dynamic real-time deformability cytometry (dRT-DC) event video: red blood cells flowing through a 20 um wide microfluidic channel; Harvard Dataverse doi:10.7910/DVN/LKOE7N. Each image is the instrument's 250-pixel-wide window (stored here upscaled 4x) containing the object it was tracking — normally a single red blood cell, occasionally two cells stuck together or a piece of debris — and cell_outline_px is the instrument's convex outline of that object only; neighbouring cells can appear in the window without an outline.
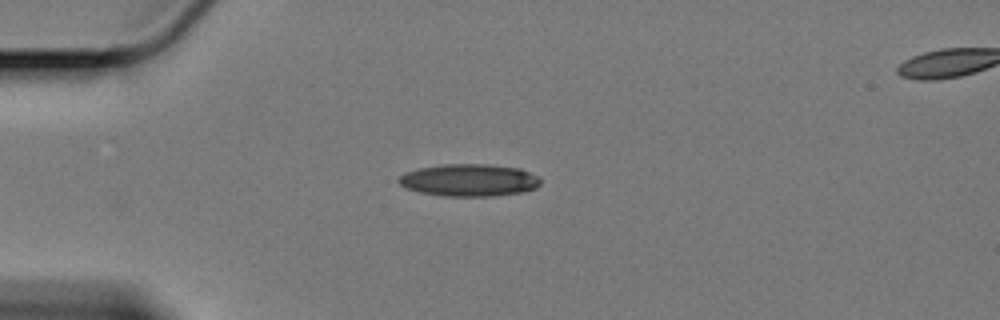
{"species": "Egyptian fruit bat (a non-hibernating species)", "species_latin": "Rousettus aegyptiacus", "temperature_condition": "cold", "stored_images_in_passage": 38, "camera_frame_rate_fps": 3000, "um_per_image_px": 0.085, "animal": {"sex": "female"}, "frame": {"image": 1, "passage_image": 1, "time_ms": 0.0, "image_size_px": [1000, 320], "cell_outline_px": [[540, 184], [536, 188], [520, 192], [492, 196], [444, 196], [420, 192], [404, 188], [396, 180], [400, 176], [408, 172], [420, 168], [444, 164], [488, 164], [520, 168], [536, 176], [540, 180]], "centroid_in_image_um": [39.86, 15.31], "position_along_channel_um": 45.1, "area_um2": 26.53}}
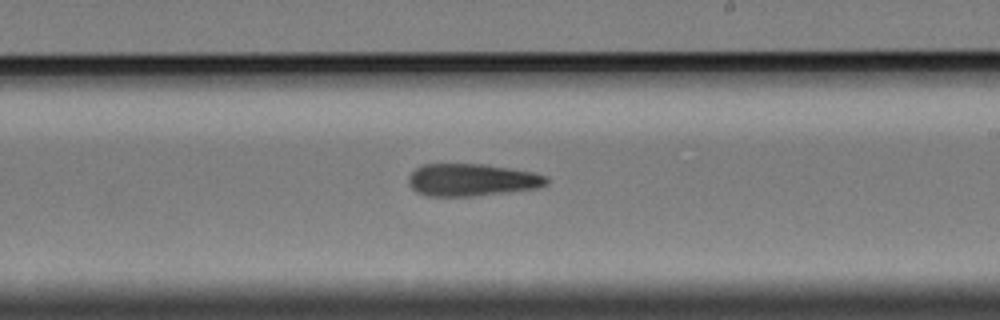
{"frame": {"image": 2, "passage_image": 21, "time_ms": 6.667, "image_size_px": [1000, 320], "cell_outline_px": [[548, 184], [540, 188], [472, 196], [428, 196], [416, 192], [408, 184], [408, 176], [416, 168], [424, 164], [480, 164], [532, 172], [544, 176], [548, 180]], "centroid_in_image_um": [40.06, 15.3], "position_along_channel_um": 248.9, "area_um2": 25.84}}
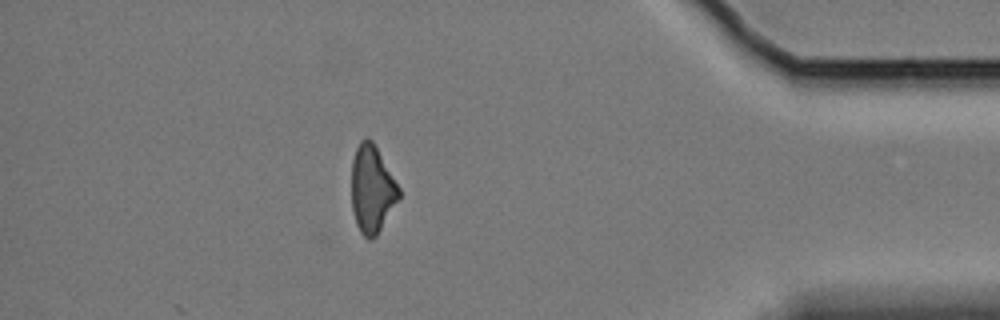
{"frame": {"image": 3, "passage_image": 38, "time_ms": 12.333, "image_size_px": [1000, 320], "cell_outline_px": [[400, 196], [376, 236], [372, 240], [368, 240], [360, 232], [356, 224], [352, 208], [352, 160], [356, 148], [360, 140], [368, 136], [372, 140], [400, 188]], "centroid_in_image_um": [31.6, 16.07], "position_along_channel_um": 403.6, "area_um2": 23.99}, "authors_computed_cell_mechanics": {"area_um2": 26.4435, "velocity_mm_per_s": 3.3806, "shape_relaxation_time_tau1_ms": null, "shape_relaxation_time_tau2_ms": 11.1689, "deformation_change_tau1": null, "deformation_change_tau2": 0.2488}}